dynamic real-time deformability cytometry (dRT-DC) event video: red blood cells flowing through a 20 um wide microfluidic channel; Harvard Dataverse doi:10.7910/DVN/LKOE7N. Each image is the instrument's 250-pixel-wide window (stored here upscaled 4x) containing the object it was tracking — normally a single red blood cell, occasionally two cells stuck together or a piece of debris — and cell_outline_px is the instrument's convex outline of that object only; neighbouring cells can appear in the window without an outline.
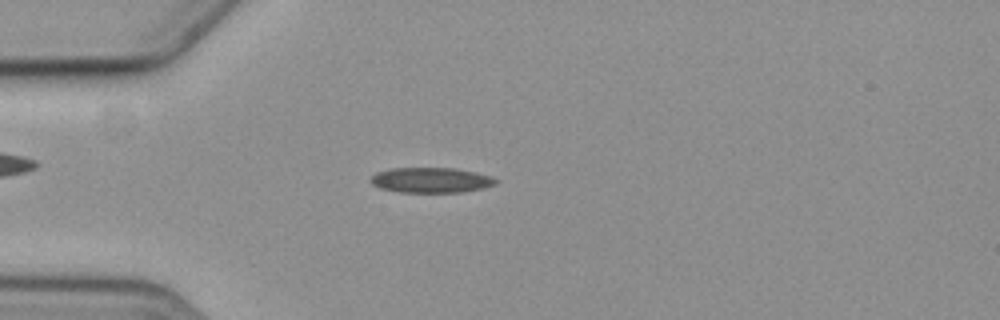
{"species": "common noctule bat (a hibernating species)", "species_latin": "Nyctalus noctula", "temperature_condition": "cold", "stored_images_in_passage": 6, "camera_frame_rate_fps": 3000, "um_per_image_px": 0.085, "animal": {"sex": "female", "body_mass_g": 19.3, "forearm_length_mm": 54.1}, "frame": {"image": 1, "passage_image": 4, "time_ms": 3.667, "image_size_px": [1000, 320], "cell_outline_px": [[500, 180], [496, 184], [480, 188], [460, 192], [400, 192], [380, 188], [372, 184], [368, 180], [376, 172], [388, 168], [456, 168], [476, 172], [492, 176]], "centroid_in_image_um": [36.62, 15.3], "position_along_channel_um": 48.4, "area_um2": 18.5}}
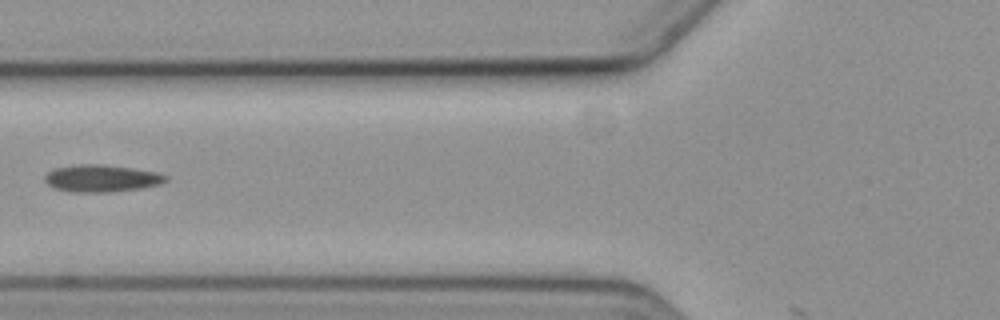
{"frame": {"image": 2, "passage_image": 6, "time_ms": 6.0, "image_size_px": [1000, 320], "cell_outline_px": [[168, 180], [156, 184], [140, 188], [108, 192], [76, 192], [56, 188], [48, 184], [44, 180], [44, 176], [48, 172], [56, 168], [76, 164], [104, 164], [132, 168], [156, 172], [168, 176]], "centroid_in_image_um": [8.61, 15.14], "position_along_channel_um": 117.2, "area_um2": 18.9}}